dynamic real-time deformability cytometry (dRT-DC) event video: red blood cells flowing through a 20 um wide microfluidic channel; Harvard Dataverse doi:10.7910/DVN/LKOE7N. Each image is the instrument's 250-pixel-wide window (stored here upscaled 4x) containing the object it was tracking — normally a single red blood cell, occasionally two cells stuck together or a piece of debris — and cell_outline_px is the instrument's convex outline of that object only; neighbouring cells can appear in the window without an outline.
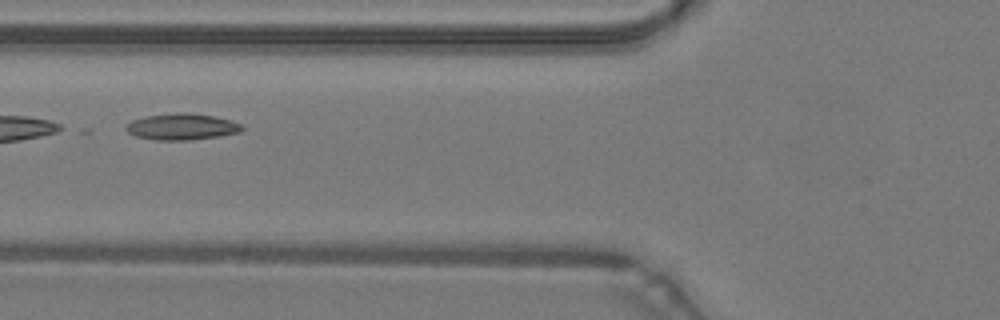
{"species": "common noctule bat (a hibernating species)", "species_latin": "Nyctalus noctula", "temperature_condition": "warm", "stored_images_in_passage": 35, "camera_frame_rate_fps": 3000, "um_per_image_px": 0.085, "animal": {"sex": "male", "body_mass_g": 19.2, "forearm_length_mm": 51.8}, "frame": {"image": 1, "passage_image": 6, "time_ms": 1.667, "image_size_px": [1000, 320], "cell_outline_px": [[244, 128], [240, 132], [220, 136], [188, 140], [156, 140], [136, 136], [128, 132], [124, 128], [132, 120], [144, 116], [176, 112], [184, 112], [212, 116], [232, 120], [244, 124]], "centroid_in_image_um": [15.48, 10.76], "position_along_channel_um": 110.3, "area_um2": 17.92}}